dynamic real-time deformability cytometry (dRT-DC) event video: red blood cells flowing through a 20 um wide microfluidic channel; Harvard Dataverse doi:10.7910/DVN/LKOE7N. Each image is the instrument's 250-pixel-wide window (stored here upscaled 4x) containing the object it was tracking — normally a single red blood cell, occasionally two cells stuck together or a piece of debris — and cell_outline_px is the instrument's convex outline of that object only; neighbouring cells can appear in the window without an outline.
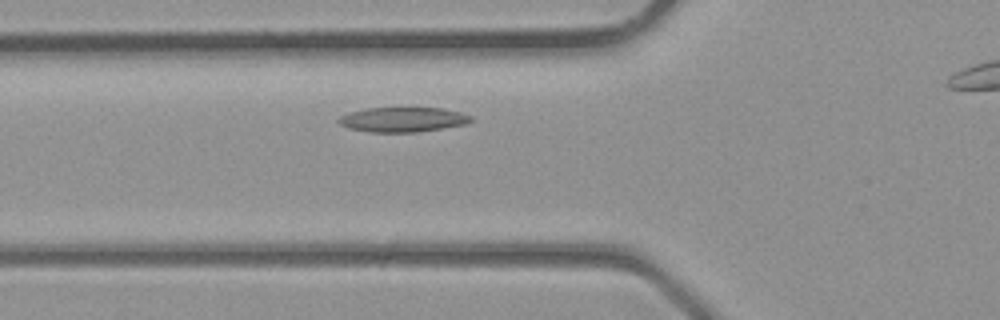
{"species": "common noctule bat (a hibernating species)", "species_latin": "Nyctalus noctula", "temperature_condition": "room temperature", "stored_images_in_passage": 24, "camera_frame_rate_fps": 3000, "um_per_image_px": 0.085, "animal": {"sex": "male", "body_mass_g": 23.1, "forearm_length_mm": 52.7}, "frame": {"image": 1, "passage_image": 6, "time_ms": 1.667, "image_size_px": [1000, 320], "cell_outline_px": [[472, 120], [464, 124], [444, 128], [416, 132], [368, 132], [348, 128], [340, 124], [336, 120], [340, 116], [348, 112], [368, 108], [444, 108], [460, 112], [472, 116]], "centroid_in_image_um": [34.21, 10.16], "position_along_channel_um": 91.6, "area_um2": 19.13}}
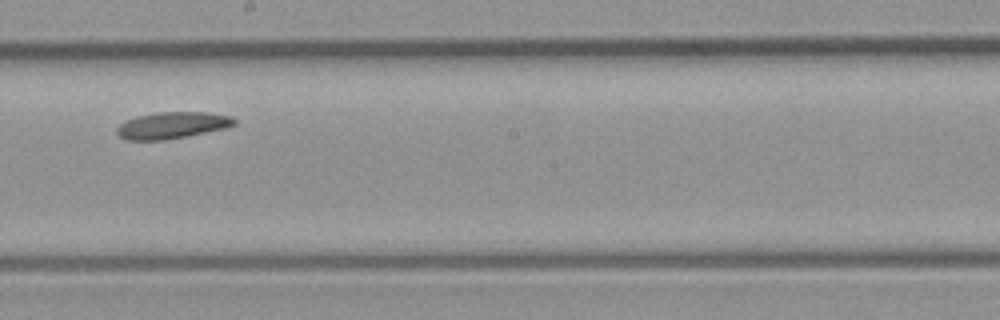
{"frame": {"image": 2, "passage_image": 14, "time_ms": 4.333, "image_size_px": [1000, 320], "cell_outline_px": [[236, 124], [228, 128], [164, 140], [128, 140], [120, 136], [116, 132], [116, 128], [120, 124], [136, 116], [156, 112], [208, 112], [232, 116], [236, 120]], "centroid_in_image_um": [14.67, 10.64], "position_along_channel_um": 233.5, "area_um2": 18.26}}
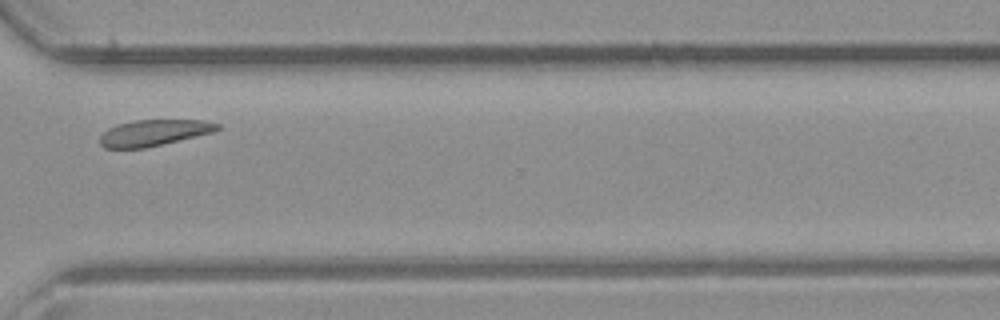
{"frame": {"image": 3, "passage_image": 21, "time_ms": 6.667, "image_size_px": [1000, 320], "cell_outline_px": [[220, 128], [212, 132], [196, 136], [144, 148], [104, 148], [100, 144], [100, 136], [108, 128], [116, 124], [136, 120], [204, 120], [220, 124]], "centroid_in_image_um": [13.05, 11.28], "position_along_channel_um": 357.6, "area_um2": 17.74}}